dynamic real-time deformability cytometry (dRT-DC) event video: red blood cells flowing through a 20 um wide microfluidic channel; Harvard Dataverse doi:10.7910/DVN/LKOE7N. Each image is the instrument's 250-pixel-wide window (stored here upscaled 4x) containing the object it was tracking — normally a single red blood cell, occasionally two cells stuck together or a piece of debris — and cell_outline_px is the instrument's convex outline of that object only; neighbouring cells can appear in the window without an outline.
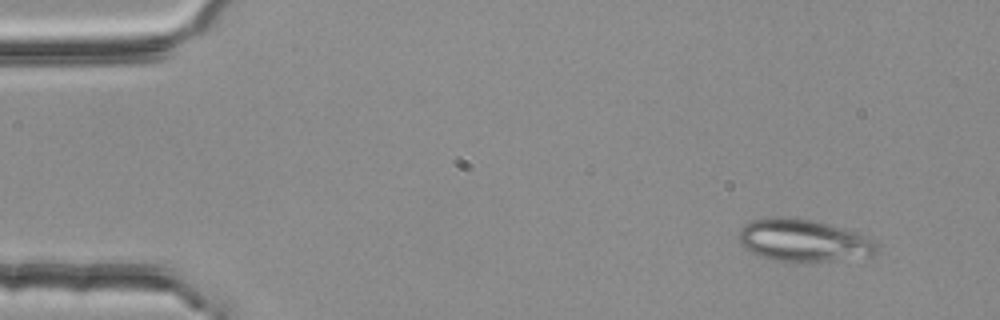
{"species": "common noctule bat (a hibernating species)", "species_latin": "Nyctalus noctula", "temperature_condition": "room temperature", "stored_images_in_passage": 5, "segment_of_instrument_passage": [2, 2], "camera_frame_rate_fps": 3000, "um_per_image_px": 0.085, "animal": {"sex": "female", "body_mass_g": 25.1}, "frame": {"image": 1, "passage_image": 5, "time_ms": 1.333, "image_size_px": [1000, 320], "cell_outline_px": [[876, 252], [872, 256], [828, 260], [772, 260], [748, 252], [740, 244], [740, 228], [744, 224], [752, 220], [772, 216], [776, 216], [812, 220], [844, 228], [868, 236], [876, 244]], "centroid_in_image_um": [68.25, 20.41], "position_along_channel_um": 16.8, "area_um2": 33.58}}